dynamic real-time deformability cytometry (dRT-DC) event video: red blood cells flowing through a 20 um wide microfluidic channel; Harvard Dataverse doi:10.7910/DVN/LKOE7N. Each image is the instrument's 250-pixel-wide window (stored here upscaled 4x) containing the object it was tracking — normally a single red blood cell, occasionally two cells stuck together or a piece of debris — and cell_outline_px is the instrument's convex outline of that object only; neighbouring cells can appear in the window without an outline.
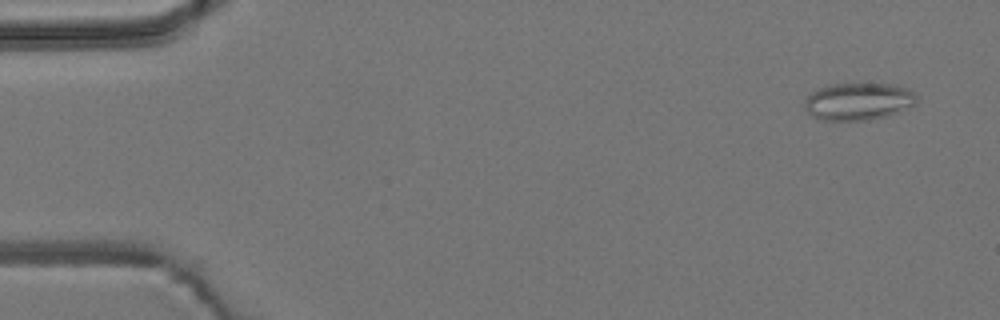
{"species": "common noctule bat (a hibernating species)", "species_latin": "Nyctalus noctula", "temperature_condition": "room temperature", "stored_images_in_passage": 52, "camera_frame_rate_fps": 3000, "um_per_image_px": 0.085, "animal": {"sex": "male", "body_mass_g": 19.2, "forearm_length_mm": 51.8}, "frame": {"image": 1, "passage_image": 3, "time_ms": 0.667, "image_size_px": [1000, 320], "cell_outline_px": [[916, 104], [884, 116], [868, 120], [820, 120], [812, 116], [804, 108], [804, 100], [816, 88], [832, 84], [892, 84], [908, 88], [916, 96]], "centroid_in_image_um": [72.91, 8.61], "position_along_channel_um": 12.1, "area_um2": 24.22}}
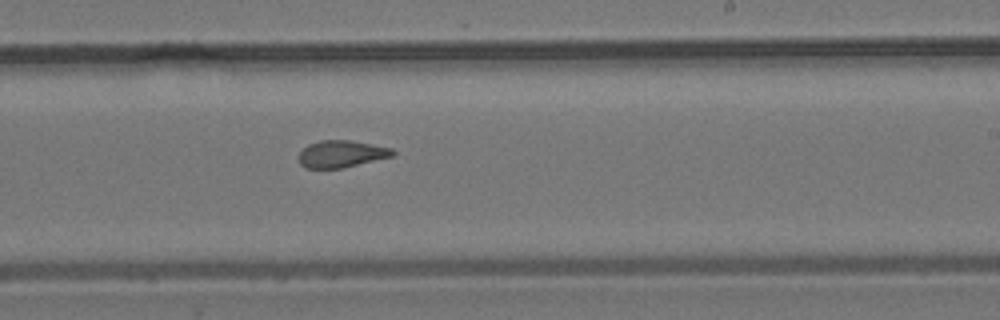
{"frame": {"image": 2, "passage_image": 32, "time_ms": 10.333, "image_size_px": [1000, 320], "cell_outline_px": [[396, 156], [344, 168], [304, 168], [300, 164], [300, 152], [308, 144], [320, 140], [348, 140], [372, 144], [392, 148], [396, 152]], "centroid_in_image_um": [29.08, 13.09], "position_along_channel_um": 259.9, "area_um2": 14.97}}
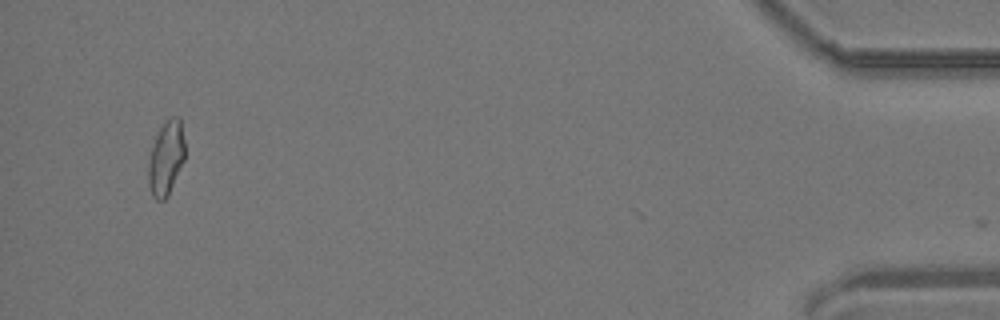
{"frame": {"image": 3, "passage_image": 51, "time_ms": 16.667, "image_size_px": [1000, 320], "cell_outline_px": [[184, 160], [168, 196], [164, 200], [156, 200], [152, 196], [148, 184], [148, 164], [152, 148], [156, 136], [160, 128], [172, 116], [180, 116], [184, 140]], "centroid_in_image_um": [14.12, 13.46], "position_along_channel_um": 421.1, "area_um2": 15.66}, "authors_computed_cell_mechanics": {"area_um2": 15.6638, "velocity_mm_per_s": 3.8504, "shape_relaxation_time_tau1_ms": null, "shape_relaxation_time_tau2_ms": 1.7363, "deformation_change_tau1": null, "deformation_change_tau2": 0.0819}}